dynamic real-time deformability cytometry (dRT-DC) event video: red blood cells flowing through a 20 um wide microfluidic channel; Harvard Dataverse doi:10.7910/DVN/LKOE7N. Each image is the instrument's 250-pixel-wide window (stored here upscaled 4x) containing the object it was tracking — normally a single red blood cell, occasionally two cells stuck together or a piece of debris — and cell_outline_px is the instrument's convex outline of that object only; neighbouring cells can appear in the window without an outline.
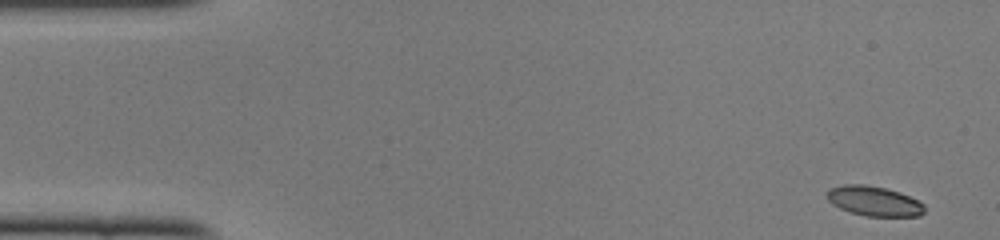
{"species": "common noctule bat (a hibernating species)", "species_latin": "Nyctalus noctula", "temperature_condition": "cold", "stored_images_in_passage": 48, "camera_frame_rate_fps": 3000, "um_per_image_px": 0.085, "animal": {"sex": "female", "body_mass_g": 22.0, "forearm_length_mm": 56.7}, "frame": {"image": 1, "passage_image": 1, "time_ms": 0.0, "image_size_px": [1000, 240], "cell_outline_px": [[924, 212], [920, 216], [868, 216], [852, 212], [840, 208], [832, 204], [824, 196], [828, 188], [844, 184], [864, 184], [884, 188], [900, 192], [924, 204]], "centroid_in_image_um": [74.24, 17.08], "position_along_channel_um": 10.8, "area_um2": 16.94}}
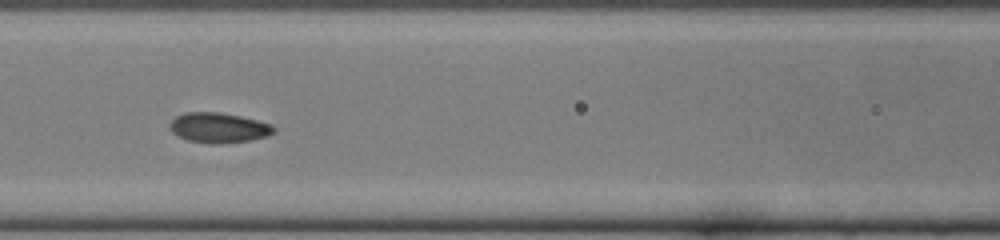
{"frame": {"image": 2, "passage_image": 20, "time_ms": 6.333, "image_size_px": [1000, 240], "cell_outline_px": [[276, 132], [268, 136], [248, 140], [216, 144], [212, 144], [188, 140], [172, 132], [168, 128], [168, 124], [176, 116], [184, 112], [220, 112], [240, 116], [272, 124], [276, 128]], "centroid_in_image_um": [18.58, 10.85], "position_along_channel_um": 148.0, "area_um2": 18.26}}
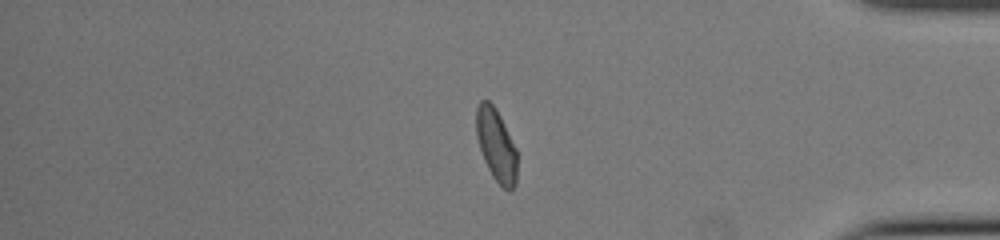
{"frame": {"image": 3, "passage_image": 40, "time_ms": 13.0, "image_size_px": [1000, 240], "cell_outline_px": [[516, 184], [508, 192], [492, 176], [484, 160], [476, 136], [476, 108], [480, 100], [488, 100], [496, 108], [516, 148]], "centroid_in_image_um": [42.16, 12.32], "position_along_channel_um": 393.0, "area_um2": 17.11}, "authors_computed_cell_mechanics": {"area_um2": 17.4556, "velocity_mm_per_s": 4.0854, "shape_relaxation_time_tau1_ms": 2.8052, "shape_relaxation_time_tau2_ms": 0.4567, "deformation_change_tau1": 0.1347, "deformation_change_tau2": 0.0496}}